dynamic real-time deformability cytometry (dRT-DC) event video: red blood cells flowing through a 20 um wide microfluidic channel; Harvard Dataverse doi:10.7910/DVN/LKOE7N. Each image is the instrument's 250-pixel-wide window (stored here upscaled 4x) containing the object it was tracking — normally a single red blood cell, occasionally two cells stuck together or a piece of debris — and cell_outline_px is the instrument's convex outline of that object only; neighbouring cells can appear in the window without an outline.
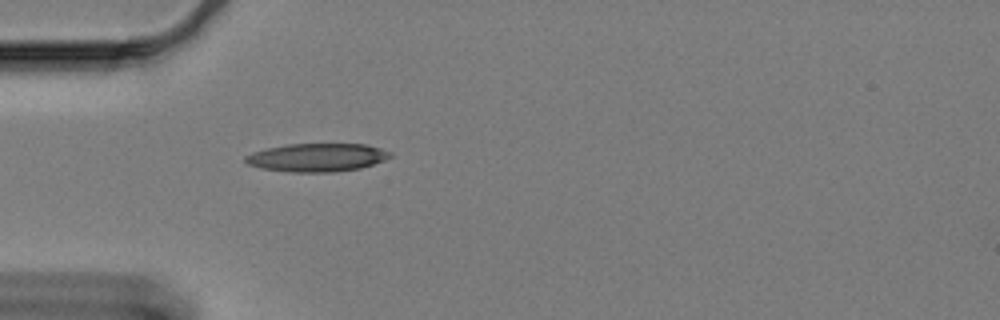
{"species": "Egyptian fruit bat (a non-hibernating species)", "species_latin": "Rousettus aegyptiacus", "temperature_condition": "cold", "stored_images_in_passage": 12, "camera_frame_rate_fps": 3000, "um_per_image_px": 0.085, "animal": {"sex": "female"}, "frame": {"image": 1, "passage_image": 1, "time_ms": 0.0, "image_size_px": [1000, 320], "cell_outline_px": [[392, 156], [384, 160], [360, 168], [336, 172], [288, 172], [260, 168], [248, 164], [244, 160], [244, 156], [252, 152], [268, 148], [288, 144], [364, 144], [380, 148], [392, 152]], "centroid_in_image_um": [26.93, 13.39], "position_along_channel_um": 58.1, "area_um2": 23.87}}
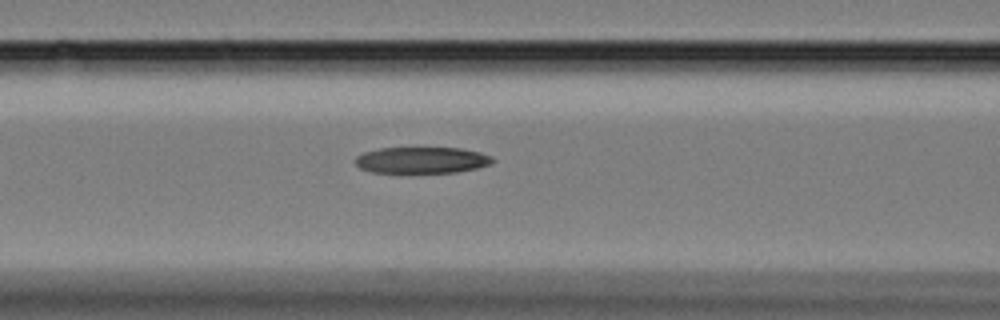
{"frame": {"image": 2, "passage_image": 8, "time_ms": 2.333, "image_size_px": [1000, 320], "cell_outline_px": [[496, 160], [492, 164], [476, 168], [456, 172], [372, 172], [360, 168], [356, 164], [356, 156], [364, 152], [380, 148], [460, 148], [480, 152], [492, 156]], "centroid_in_image_um": [35.89, 13.6], "position_along_channel_um": 130.7, "area_um2": 20.98}}
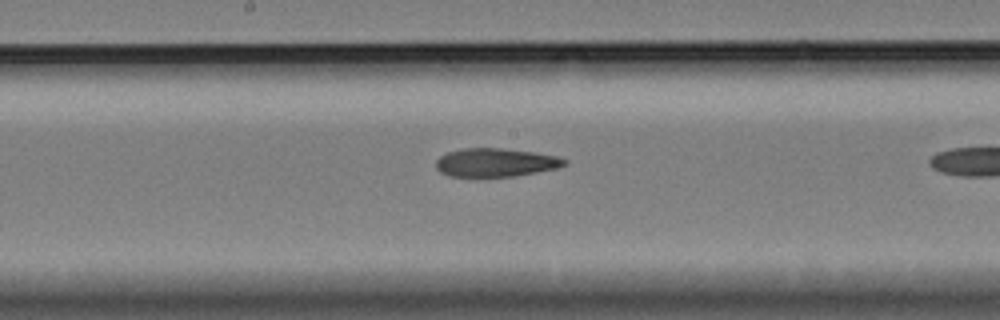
{"frame": {"image": 3, "passage_image": 11, "time_ms": 3.333, "image_size_px": [1000, 320], "cell_outline_px": [[568, 164], [556, 168], [516, 176], [452, 176], [440, 172], [436, 168], [436, 160], [440, 156], [448, 152], [460, 148], [500, 148], [532, 152], [556, 156], [568, 160]], "centroid_in_image_um": [42.12, 13.8], "position_along_channel_um": 206.1, "area_um2": 21.15}}